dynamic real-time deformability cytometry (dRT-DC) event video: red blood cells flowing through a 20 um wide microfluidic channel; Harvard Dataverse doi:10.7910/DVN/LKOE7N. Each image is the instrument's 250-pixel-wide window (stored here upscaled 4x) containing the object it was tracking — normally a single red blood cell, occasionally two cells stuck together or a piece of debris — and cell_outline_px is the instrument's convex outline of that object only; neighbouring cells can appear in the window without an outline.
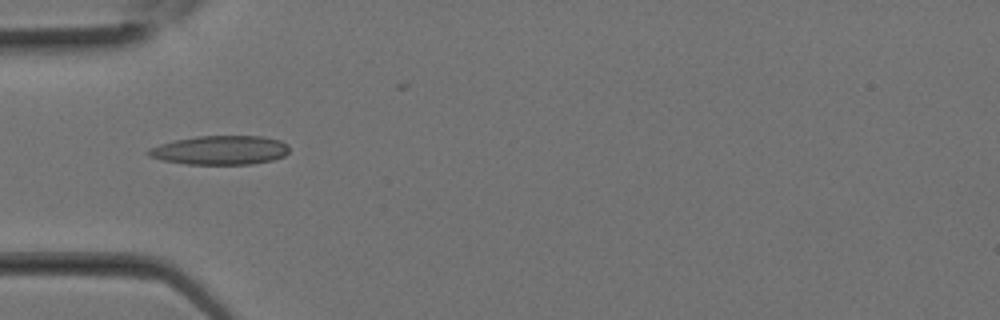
{"species": "Egyptian fruit bat (a non-hibernating species)", "species_latin": "Rousettus aegyptiacus", "temperature_condition": "room temperature", "stored_images_in_passage": 12, "camera_frame_rate_fps": 3000, "um_per_image_px": 0.085, "animal": {"sex": "female"}, "frame": {"image": 1, "passage_image": 9, "time_ms": 2.667, "image_size_px": [1000, 320], "cell_outline_px": [[288, 152], [284, 156], [272, 160], [252, 164], [184, 164], [164, 160], [148, 156], [144, 152], [148, 148], [160, 144], [176, 140], [196, 136], [260, 136], [280, 140], [288, 144]], "centroid_in_image_um": [18.7, 12.76], "position_along_channel_um": 66.3, "area_um2": 23.87}}
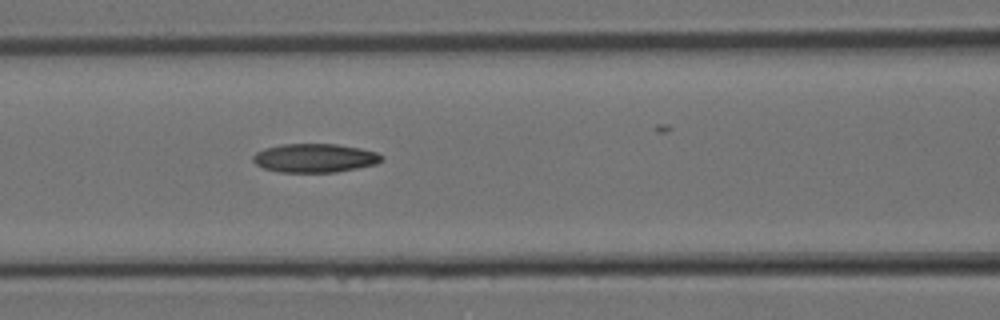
{"frame": {"image": 2, "passage_image": 12, "time_ms": 3.667, "image_size_px": [1000, 320], "cell_outline_px": [[384, 160], [376, 164], [336, 172], [280, 172], [264, 168], [256, 164], [252, 160], [252, 156], [256, 152], [264, 148], [280, 144], [336, 144], [360, 148], [376, 152], [384, 156]], "centroid_in_image_um": [26.75, 13.43], "position_along_channel_um": 139.8, "area_um2": 21.62}}